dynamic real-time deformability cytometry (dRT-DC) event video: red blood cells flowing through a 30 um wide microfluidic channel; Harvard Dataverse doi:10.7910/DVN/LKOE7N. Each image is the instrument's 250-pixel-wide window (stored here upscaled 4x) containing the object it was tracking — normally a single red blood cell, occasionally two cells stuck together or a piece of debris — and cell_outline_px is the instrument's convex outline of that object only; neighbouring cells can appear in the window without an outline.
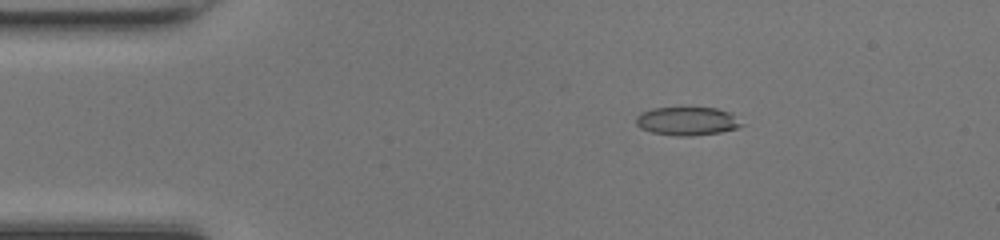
{"species": "common noctule bat (a hibernating species)", "species_latin": "Nyctalus noctula", "temperature_condition": "room temperature", "stored_images_in_passage": 49, "camera_frame_rate_fps": 3000, "um_per_image_px": 0.085, "animal": {"sex": "female", "body_mass_g": 17.0, "forearm_length_mm": 48.0}, "frame": {"image": 1, "passage_image": 8, "time_ms": 2.333, "image_size_px": [1000, 240], "cell_outline_px": [[744, 124], [736, 128], [720, 132], [692, 136], [676, 136], [652, 132], [640, 128], [636, 124], [636, 116], [640, 112], [652, 108], [716, 108], [728, 112]], "centroid_in_image_um": [58.36, 10.3], "position_along_channel_um": 26.6, "area_um2": 17.34}}
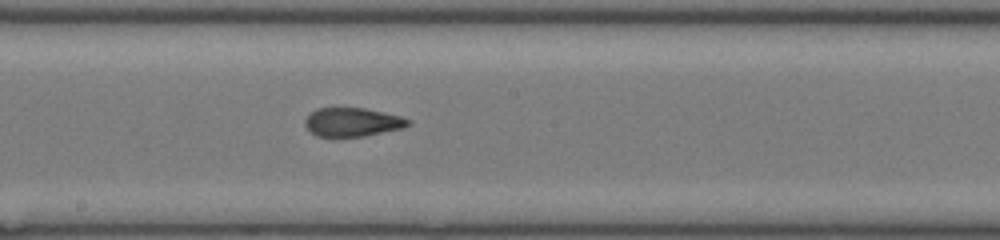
{"frame": {"image": 2, "passage_image": 26, "time_ms": 8.333, "image_size_px": [1000, 240], "cell_outline_px": [[412, 124], [404, 128], [364, 136], [316, 136], [304, 124], [304, 120], [316, 108], [364, 108], [384, 112], [400, 116], [412, 120]], "centroid_in_image_um": [30.0, 10.37], "position_along_channel_um": 218.2, "area_um2": 17.22}}
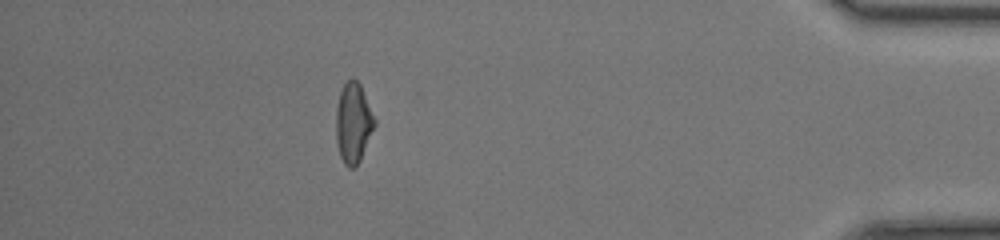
{"frame": {"image": 3, "passage_image": 43, "time_ms": 14.0, "image_size_px": [1000, 240], "cell_outline_px": [[376, 124], [360, 160], [356, 168], [348, 168], [344, 164], [340, 156], [336, 144], [336, 108], [340, 92], [344, 84], [352, 76], [360, 84], [376, 120]], "centroid_in_image_um": [30.02, 10.47], "position_along_channel_um": 405.2, "area_um2": 18.15}, "authors_computed_cell_mechanics": {"area_um2": 17.9758, "velocity_mm_per_s": 4.25, "shape_relaxation_time_tau1_ms": null, "shape_relaxation_time_tau2_ms": 1.3057, "deformation_change_tau1": null, "deformation_change_tau2": 0.0811}}